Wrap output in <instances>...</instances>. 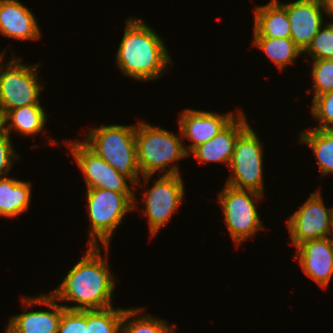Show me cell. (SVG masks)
Instances as JSON below:
<instances>
[{"label": "cell", "mask_w": 333, "mask_h": 333, "mask_svg": "<svg viewBox=\"0 0 333 333\" xmlns=\"http://www.w3.org/2000/svg\"><path fill=\"white\" fill-rule=\"evenodd\" d=\"M2 129L1 116H0V130Z\"/></svg>", "instance_id": "obj_33"}, {"label": "cell", "mask_w": 333, "mask_h": 333, "mask_svg": "<svg viewBox=\"0 0 333 333\" xmlns=\"http://www.w3.org/2000/svg\"><path fill=\"white\" fill-rule=\"evenodd\" d=\"M23 306L41 305L50 308L48 311L29 310L8 319L4 333H57L62 312L65 309L51 294L39 296H22Z\"/></svg>", "instance_id": "obj_12"}, {"label": "cell", "mask_w": 333, "mask_h": 333, "mask_svg": "<svg viewBox=\"0 0 333 333\" xmlns=\"http://www.w3.org/2000/svg\"><path fill=\"white\" fill-rule=\"evenodd\" d=\"M144 308L132 307L124 310L121 333H176V327L170 326L165 321L167 319L148 315L144 313Z\"/></svg>", "instance_id": "obj_23"}, {"label": "cell", "mask_w": 333, "mask_h": 333, "mask_svg": "<svg viewBox=\"0 0 333 333\" xmlns=\"http://www.w3.org/2000/svg\"><path fill=\"white\" fill-rule=\"evenodd\" d=\"M297 142L310 147L317 160L321 177L333 173V129H305L299 133Z\"/></svg>", "instance_id": "obj_21"}, {"label": "cell", "mask_w": 333, "mask_h": 333, "mask_svg": "<svg viewBox=\"0 0 333 333\" xmlns=\"http://www.w3.org/2000/svg\"><path fill=\"white\" fill-rule=\"evenodd\" d=\"M179 135L145 121L136 123L137 161L144 181L140 178L135 191L138 187L145 188V185H149L152 176L158 172L160 174L164 171L163 175L181 174L177 162L189 157V154L183 144L180 129Z\"/></svg>", "instance_id": "obj_3"}, {"label": "cell", "mask_w": 333, "mask_h": 333, "mask_svg": "<svg viewBox=\"0 0 333 333\" xmlns=\"http://www.w3.org/2000/svg\"><path fill=\"white\" fill-rule=\"evenodd\" d=\"M89 215L88 246H109L124 216L138 209L136 193H117L108 189L86 188Z\"/></svg>", "instance_id": "obj_5"}, {"label": "cell", "mask_w": 333, "mask_h": 333, "mask_svg": "<svg viewBox=\"0 0 333 333\" xmlns=\"http://www.w3.org/2000/svg\"><path fill=\"white\" fill-rule=\"evenodd\" d=\"M252 45L263 51L280 70L287 69L303 54L291 38L253 37Z\"/></svg>", "instance_id": "obj_22"}, {"label": "cell", "mask_w": 333, "mask_h": 333, "mask_svg": "<svg viewBox=\"0 0 333 333\" xmlns=\"http://www.w3.org/2000/svg\"><path fill=\"white\" fill-rule=\"evenodd\" d=\"M65 141L77 166L83 173L86 188L108 189L117 193H136L135 186L128 178L120 175L83 141L78 138L75 141L70 139Z\"/></svg>", "instance_id": "obj_11"}, {"label": "cell", "mask_w": 333, "mask_h": 333, "mask_svg": "<svg viewBox=\"0 0 333 333\" xmlns=\"http://www.w3.org/2000/svg\"><path fill=\"white\" fill-rule=\"evenodd\" d=\"M250 126L244 111L209 141L195 147L189 156L201 163H226L229 165L238 137Z\"/></svg>", "instance_id": "obj_16"}, {"label": "cell", "mask_w": 333, "mask_h": 333, "mask_svg": "<svg viewBox=\"0 0 333 333\" xmlns=\"http://www.w3.org/2000/svg\"><path fill=\"white\" fill-rule=\"evenodd\" d=\"M0 58V116L22 106L41 104L40 94L44 83L38 81L40 64L26 65L20 56L12 52V57L3 62ZM4 63V64H3ZM43 83V84H42Z\"/></svg>", "instance_id": "obj_6"}, {"label": "cell", "mask_w": 333, "mask_h": 333, "mask_svg": "<svg viewBox=\"0 0 333 333\" xmlns=\"http://www.w3.org/2000/svg\"><path fill=\"white\" fill-rule=\"evenodd\" d=\"M311 102V117L319 121L314 129H333V90L316 96Z\"/></svg>", "instance_id": "obj_27"}, {"label": "cell", "mask_w": 333, "mask_h": 333, "mask_svg": "<svg viewBox=\"0 0 333 333\" xmlns=\"http://www.w3.org/2000/svg\"><path fill=\"white\" fill-rule=\"evenodd\" d=\"M290 23V38L304 52L324 25L326 6L320 0H295L282 3Z\"/></svg>", "instance_id": "obj_14"}, {"label": "cell", "mask_w": 333, "mask_h": 333, "mask_svg": "<svg viewBox=\"0 0 333 333\" xmlns=\"http://www.w3.org/2000/svg\"><path fill=\"white\" fill-rule=\"evenodd\" d=\"M217 196L224 214V223L235 247L255 236L256 232L264 230L263 221L256 207L263 199V194L224 184V188Z\"/></svg>", "instance_id": "obj_7"}, {"label": "cell", "mask_w": 333, "mask_h": 333, "mask_svg": "<svg viewBox=\"0 0 333 333\" xmlns=\"http://www.w3.org/2000/svg\"><path fill=\"white\" fill-rule=\"evenodd\" d=\"M124 308L87 310L86 333H121Z\"/></svg>", "instance_id": "obj_24"}, {"label": "cell", "mask_w": 333, "mask_h": 333, "mask_svg": "<svg viewBox=\"0 0 333 333\" xmlns=\"http://www.w3.org/2000/svg\"><path fill=\"white\" fill-rule=\"evenodd\" d=\"M34 13L18 0H0V34L20 41L39 40L40 25Z\"/></svg>", "instance_id": "obj_17"}, {"label": "cell", "mask_w": 333, "mask_h": 333, "mask_svg": "<svg viewBox=\"0 0 333 333\" xmlns=\"http://www.w3.org/2000/svg\"><path fill=\"white\" fill-rule=\"evenodd\" d=\"M87 310L64 309L57 333H86Z\"/></svg>", "instance_id": "obj_28"}, {"label": "cell", "mask_w": 333, "mask_h": 333, "mask_svg": "<svg viewBox=\"0 0 333 333\" xmlns=\"http://www.w3.org/2000/svg\"><path fill=\"white\" fill-rule=\"evenodd\" d=\"M310 78L312 81L313 91L312 100L321 94L333 90V59H313Z\"/></svg>", "instance_id": "obj_25"}, {"label": "cell", "mask_w": 333, "mask_h": 333, "mask_svg": "<svg viewBox=\"0 0 333 333\" xmlns=\"http://www.w3.org/2000/svg\"><path fill=\"white\" fill-rule=\"evenodd\" d=\"M323 5L327 6L329 3L333 2V0H320Z\"/></svg>", "instance_id": "obj_31"}, {"label": "cell", "mask_w": 333, "mask_h": 333, "mask_svg": "<svg viewBox=\"0 0 333 333\" xmlns=\"http://www.w3.org/2000/svg\"><path fill=\"white\" fill-rule=\"evenodd\" d=\"M5 51H6V49H4V51H1V52H0V58H1L2 56L6 55Z\"/></svg>", "instance_id": "obj_32"}, {"label": "cell", "mask_w": 333, "mask_h": 333, "mask_svg": "<svg viewBox=\"0 0 333 333\" xmlns=\"http://www.w3.org/2000/svg\"><path fill=\"white\" fill-rule=\"evenodd\" d=\"M321 193H309V198L285 222L294 248L305 241L333 236V207L327 208Z\"/></svg>", "instance_id": "obj_10"}, {"label": "cell", "mask_w": 333, "mask_h": 333, "mask_svg": "<svg viewBox=\"0 0 333 333\" xmlns=\"http://www.w3.org/2000/svg\"><path fill=\"white\" fill-rule=\"evenodd\" d=\"M125 23L115 55L120 72L137 82L156 80L167 74L173 60L163 38L137 17H129Z\"/></svg>", "instance_id": "obj_2"}, {"label": "cell", "mask_w": 333, "mask_h": 333, "mask_svg": "<svg viewBox=\"0 0 333 333\" xmlns=\"http://www.w3.org/2000/svg\"><path fill=\"white\" fill-rule=\"evenodd\" d=\"M150 189L143 192L142 213L148 219L150 239L158 234L163 226L178 212L185 199V183L181 174L163 175L153 180Z\"/></svg>", "instance_id": "obj_9"}, {"label": "cell", "mask_w": 333, "mask_h": 333, "mask_svg": "<svg viewBox=\"0 0 333 333\" xmlns=\"http://www.w3.org/2000/svg\"><path fill=\"white\" fill-rule=\"evenodd\" d=\"M240 110L219 114L205 110L184 109L178 116V129L181 136L189 140L185 149L189 154L195 147L209 141L225 128L238 114Z\"/></svg>", "instance_id": "obj_13"}, {"label": "cell", "mask_w": 333, "mask_h": 333, "mask_svg": "<svg viewBox=\"0 0 333 333\" xmlns=\"http://www.w3.org/2000/svg\"><path fill=\"white\" fill-rule=\"evenodd\" d=\"M11 136L0 130V178L7 177L9 170L20 157L13 147Z\"/></svg>", "instance_id": "obj_29"}, {"label": "cell", "mask_w": 333, "mask_h": 333, "mask_svg": "<svg viewBox=\"0 0 333 333\" xmlns=\"http://www.w3.org/2000/svg\"><path fill=\"white\" fill-rule=\"evenodd\" d=\"M326 12H327L328 17L333 16V2L329 3L326 6ZM329 24H333L332 21H329Z\"/></svg>", "instance_id": "obj_30"}, {"label": "cell", "mask_w": 333, "mask_h": 333, "mask_svg": "<svg viewBox=\"0 0 333 333\" xmlns=\"http://www.w3.org/2000/svg\"><path fill=\"white\" fill-rule=\"evenodd\" d=\"M262 143L249 126L237 139L232 158L228 165L231 170L225 184L264 195V154Z\"/></svg>", "instance_id": "obj_8"}, {"label": "cell", "mask_w": 333, "mask_h": 333, "mask_svg": "<svg viewBox=\"0 0 333 333\" xmlns=\"http://www.w3.org/2000/svg\"><path fill=\"white\" fill-rule=\"evenodd\" d=\"M109 247L103 246V255L102 246L87 245L81 259L68 269L59 286L49 294L58 302H70L71 306L62 304L69 310H98L113 306L117 278L108 266Z\"/></svg>", "instance_id": "obj_1"}, {"label": "cell", "mask_w": 333, "mask_h": 333, "mask_svg": "<svg viewBox=\"0 0 333 333\" xmlns=\"http://www.w3.org/2000/svg\"><path fill=\"white\" fill-rule=\"evenodd\" d=\"M32 188L30 181L9 176L0 178V216L11 219L26 212L30 207Z\"/></svg>", "instance_id": "obj_20"}, {"label": "cell", "mask_w": 333, "mask_h": 333, "mask_svg": "<svg viewBox=\"0 0 333 333\" xmlns=\"http://www.w3.org/2000/svg\"><path fill=\"white\" fill-rule=\"evenodd\" d=\"M253 13V37L290 38L288 14L278 0L255 6Z\"/></svg>", "instance_id": "obj_18"}, {"label": "cell", "mask_w": 333, "mask_h": 333, "mask_svg": "<svg viewBox=\"0 0 333 333\" xmlns=\"http://www.w3.org/2000/svg\"><path fill=\"white\" fill-rule=\"evenodd\" d=\"M47 114L41 104H32L9 110L2 118V129L11 136V130L22 136L39 135L45 129Z\"/></svg>", "instance_id": "obj_19"}, {"label": "cell", "mask_w": 333, "mask_h": 333, "mask_svg": "<svg viewBox=\"0 0 333 333\" xmlns=\"http://www.w3.org/2000/svg\"><path fill=\"white\" fill-rule=\"evenodd\" d=\"M82 140L93 152L136 186L141 173L137 161L136 124L92 127Z\"/></svg>", "instance_id": "obj_4"}, {"label": "cell", "mask_w": 333, "mask_h": 333, "mask_svg": "<svg viewBox=\"0 0 333 333\" xmlns=\"http://www.w3.org/2000/svg\"><path fill=\"white\" fill-rule=\"evenodd\" d=\"M295 250L294 258L304 274L327 289L333 276V236L305 241Z\"/></svg>", "instance_id": "obj_15"}, {"label": "cell", "mask_w": 333, "mask_h": 333, "mask_svg": "<svg viewBox=\"0 0 333 333\" xmlns=\"http://www.w3.org/2000/svg\"><path fill=\"white\" fill-rule=\"evenodd\" d=\"M303 53L304 58L310 57L312 60L333 59V25L325 23Z\"/></svg>", "instance_id": "obj_26"}]
</instances>
